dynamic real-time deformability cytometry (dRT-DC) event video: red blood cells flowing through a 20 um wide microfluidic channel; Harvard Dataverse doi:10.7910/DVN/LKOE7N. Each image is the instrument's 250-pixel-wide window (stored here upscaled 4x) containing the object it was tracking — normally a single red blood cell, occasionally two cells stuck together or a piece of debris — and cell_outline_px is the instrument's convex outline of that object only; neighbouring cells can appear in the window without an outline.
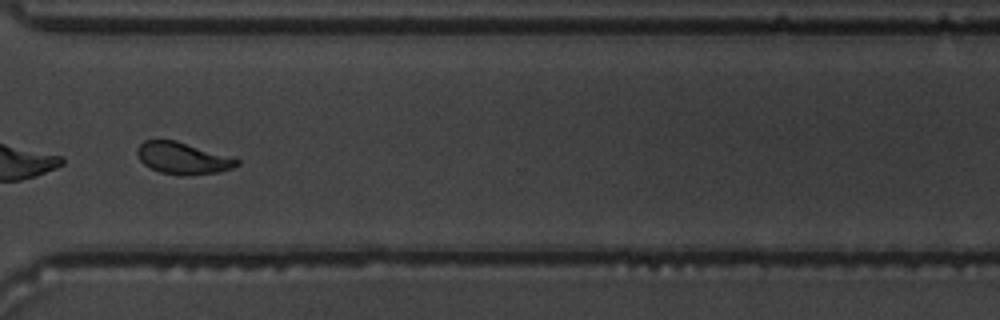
{"species": "common noctule bat (a hibernating species)", "species_latin": "Nyctalus noctula", "temperature_condition": "warm", "stored_images_in_passage": 48, "camera_frame_rate_fps": 3000, "um_per_image_px": 0.085, "animal": {"sex": "male", "body_mass_g": 19.5, "forearm_length_mm": 54.6}, "frame": {"image": 1, "passage_image": 35, "time_ms": 11.333, "image_size_px": [1000, 320], "cell_outline_px": [[240, 164], [232, 168], [220, 172], [188, 176], [184, 176], [160, 172], [144, 164], [140, 160], [136, 152], [136, 148], [144, 140], [176, 140], [240, 160]], "centroid_in_image_um": [15.52, 13.46], "position_along_channel_um": 355.1, "area_um2": 18.38}, "authors_computed_cell_mechanics": {"area_um2": 19.5653, "velocity_mm_per_s": 3.844, "shape_relaxation_time_tau1_ms": 2.2723, "shape_relaxation_time_tau2_ms": 0.9624, "deformation_change_tau1": 0.1293, "deformation_change_tau2": 0.0585}}